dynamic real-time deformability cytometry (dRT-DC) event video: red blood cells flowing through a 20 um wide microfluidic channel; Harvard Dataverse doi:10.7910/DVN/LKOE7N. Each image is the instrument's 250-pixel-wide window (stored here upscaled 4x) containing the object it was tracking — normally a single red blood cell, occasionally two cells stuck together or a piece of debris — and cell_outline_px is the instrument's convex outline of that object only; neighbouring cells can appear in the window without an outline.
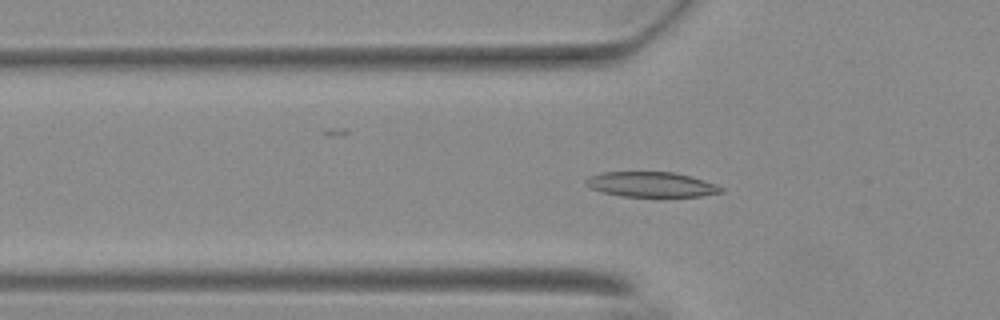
{"species": "Egyptian fruit bat (a non-hibernating species)", "species_latin": "Rousettus aegyptiacus", "temperature_condition": "warm", "stored_images_in_passage": 56, "camera_frame_rate_fps": 3000, "um_per_image_px": 0.085, "animal": {"sex": "female"}, "frame": {"image": 1, "passage_image": 19, "time_ms": 6.0, "image_size_px": [1000, 320], "cell_outline_px": [[724, 192], [700, 196], [620, 196], [604, 192], [592, 188], [584, 184], [584, 180], [588, 176], [604, 172], [672, 172], [704, 180], [716, 184], [724, 188]], "centroid_in_image_um": [55.35, 15.67], "position_along_channel_um": 70.5, "area_um2": 19.59}}
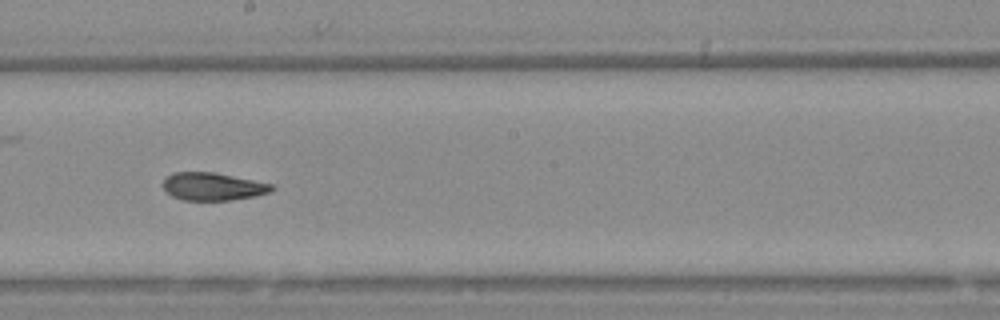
{"frame": {"image": 2, "passage_image": 32, "time_ms": 10.333, "image_size_px": [1000, 320], "cell_outline_px": [[276, 188], [268, 192], [256, 196], [228, 200], [184, 200], [172, 196], [164, 188], [164, 180], [172, 172], [216, 172], [272, 184]], "centroid_in_image_um": [18.11, 15.84], "position_along_channel_um": 230.1, "area_um2": 17.46}}
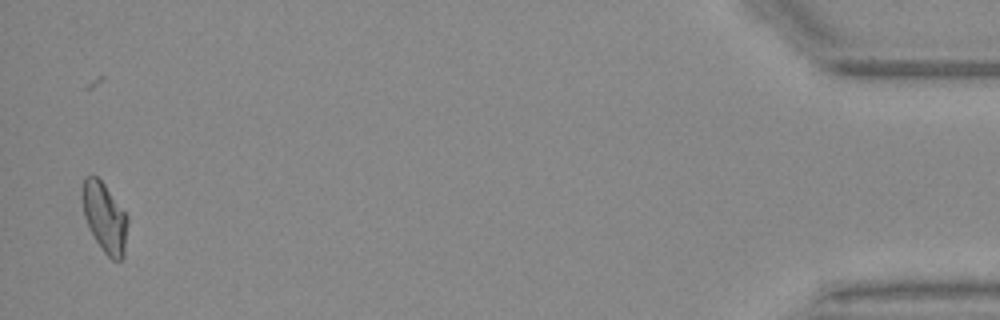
{"frame": {"image": 3, "passage_image": 55, "time_ms": 18.0, "image_size_px": [1000, 320], "cell_outline_px": [[128, 220], [124, 256], [120, 260], [112, 260], [104, 252], [96, 240], [84, 216], [80, 196], [80, 192], [84, 180], [88, 176], [96, 176], [104, 184], [128, 216]], "centroid_in_image_um": [8.89, 18.48], "position_along_channel_um": 426.3, "area_um2": 18.32}, "authors_computed_cell_mechanics": {"area_um2": 18.785, "velocity_mm_per_s": 3.6957, "shape_relaxation_time_tau1_ms": null, "shape_relaxation_time_tau2_ms": 2.5352, "deformation_change_tau1": null, "deformation_change_tau2": 0.0835}}